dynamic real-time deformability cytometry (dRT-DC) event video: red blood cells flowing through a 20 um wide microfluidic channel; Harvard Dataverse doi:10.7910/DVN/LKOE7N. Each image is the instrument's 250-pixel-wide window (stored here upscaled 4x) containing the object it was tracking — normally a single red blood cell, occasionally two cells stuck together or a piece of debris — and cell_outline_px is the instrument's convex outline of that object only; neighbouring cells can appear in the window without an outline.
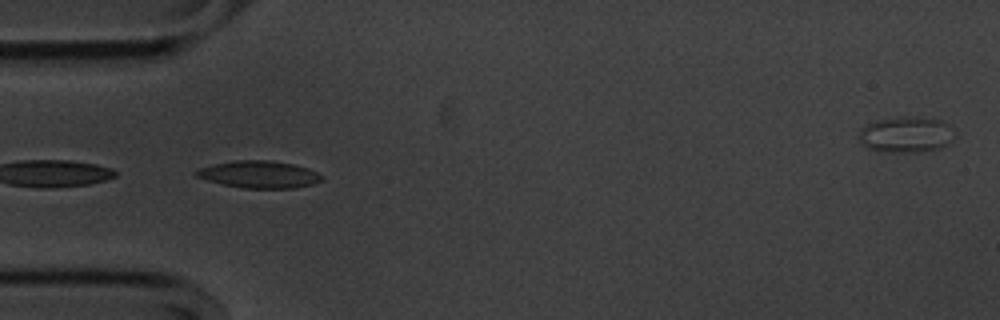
{"species": "common noctule bat (a hibernating species)", "species_latin": "Nyctalus noctula", "temperature_condition": "cold", "stored_images_in_passage": 21, "camera_frame_rate_fps": 3000, "um_per_image_px": 0.085, "animal": {"sex": "male", "body_mass_g": 20.1, "forearm_length_mm": 53.5}, "frame": {"image": 1, "passage_image": 4, "time_ms": 1.0, "image_size_px": [1000, 320], "cell_outline_px": [[324, 180], [312, 184], [292, 188], [244, 188], [224, 184], [208, 180], [196, 176], [192, 172], [200, 168], [232, 160], [268, 160], [292, 164], [308, 168], [324, 176]], "centroid_in_image_um": [22.04, 14.82], "position_along_channel_um": 63.0, "area_um2": 19.71}}